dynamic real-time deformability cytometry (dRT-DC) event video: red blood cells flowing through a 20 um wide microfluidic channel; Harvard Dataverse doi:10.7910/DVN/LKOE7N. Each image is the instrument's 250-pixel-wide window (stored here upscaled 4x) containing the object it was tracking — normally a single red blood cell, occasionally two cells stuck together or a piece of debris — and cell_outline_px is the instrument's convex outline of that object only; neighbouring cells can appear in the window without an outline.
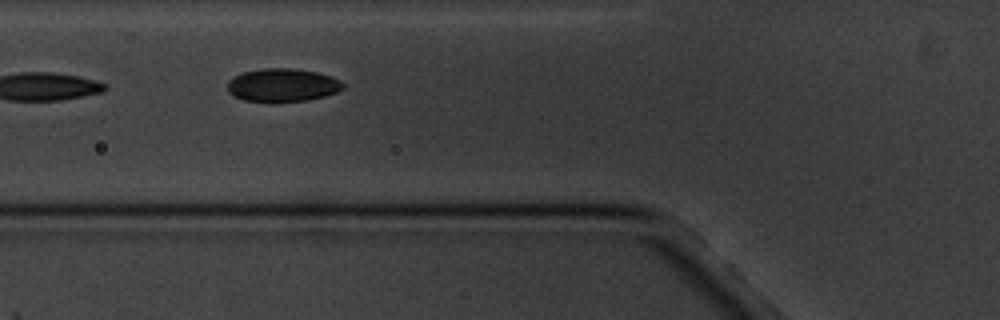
{"species": "common noctule bat (a hibernating species)", "species_latin": "Nyctalus noctula", "temperature_condition": "cold", "stored_images_in_passage": 5, "camera_frame_rate_fps": 3000, "um_per_image_px": 0.085, "animal": {"sex": "male", "body_mass_g": 20.1, "forearm_length_mm": 53.5}, "frame": {"image": 1, "passage_image": 3, "time_ms": 2.667, "image_size_px": [1000, 320], "cell_outline_px": [[344, 88], [336, 92], [324, 96], [308, 100], [244, 100], [228, 92], [228, 80], [244, 72], [264, 68], [292, 68], [316, 72], [332, 76], [340, 80], [344, 84]], "centroid_in_image_um": [24.05, 7.2], "position_along_channel_um": 101.7, "area_um2": 21.79}}